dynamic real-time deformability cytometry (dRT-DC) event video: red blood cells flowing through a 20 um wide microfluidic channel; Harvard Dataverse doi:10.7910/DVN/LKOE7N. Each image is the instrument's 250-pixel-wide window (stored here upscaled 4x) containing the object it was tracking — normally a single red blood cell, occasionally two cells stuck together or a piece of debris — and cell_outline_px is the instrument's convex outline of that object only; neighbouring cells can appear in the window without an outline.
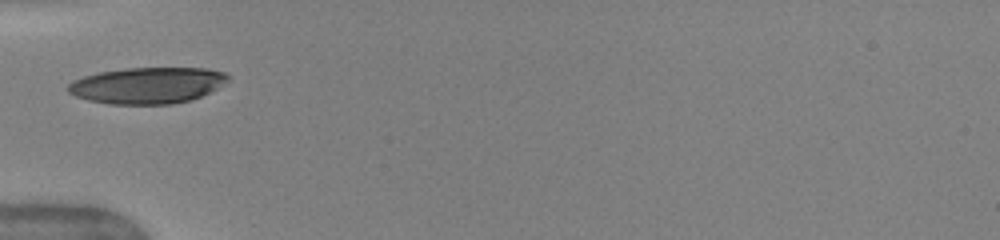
{"species": "human", "species_latin": "Homo sapiens", "temperature_condition": "warm", "stored_images_in_passage": 21, "camera_frame_rate_fps": 3000, "um_per_image_px": 0.085, "donor": {"sex": "female"}, "frame": {"image": 1, "passage_image": 1, "time_ms": 0.0, "image_size_px": [1000, 240], "cell_outline_px": [[228, 80], [216, 88], [192, 100], [172, 104], [108, 104], [88, 100], [76, 96], [68, 92], [64, 88], [72, 80], [84, 76], [100, 72], [128, 68], [208, 68], [224, 72], [228, 76]], "centroid_in_image_um": [12.48, 7.26], "position_along_channel_um": 72.5, "area_um2": 33.81}}